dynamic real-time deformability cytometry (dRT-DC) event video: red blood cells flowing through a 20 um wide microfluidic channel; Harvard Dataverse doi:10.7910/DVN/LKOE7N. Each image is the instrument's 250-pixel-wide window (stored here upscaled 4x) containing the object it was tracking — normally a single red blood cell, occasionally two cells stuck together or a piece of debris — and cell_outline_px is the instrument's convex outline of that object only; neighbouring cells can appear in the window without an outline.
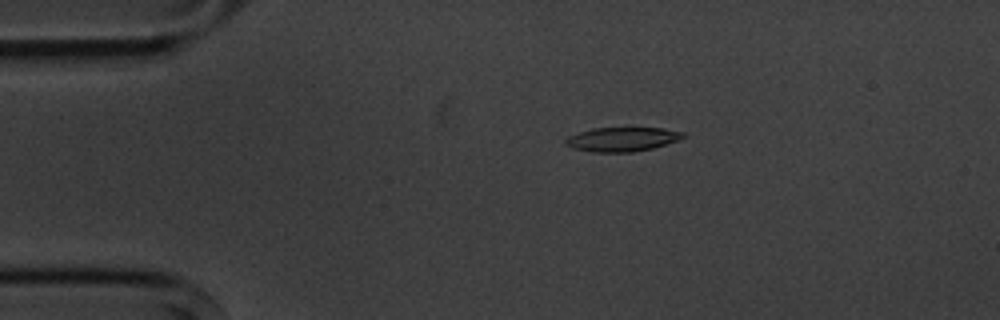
{"species": "common noctule bat (a hibernating species)", "species_latin": "Nyctalus noctula", "temperature_condition": "cold", "stored_images_in_passage": 6, "camera_frame_rate_fps": 3000, "um_per_image_px": 0.085, "animal": {"sex": "male", "body_mass_g": 20.1, "forearm_length_mm": 53.5}, "frame": {"image": 1, "passage_image": 3, "time_ms": 2.333, "image_size_px": [1000, 320], "cell_outline_px": [[688, 136], [652, 148], [632, 152], [592, 152], [572, 148], [564, 144], [564, 140], [568, 136], [592, 128], [664, 128], [684, 132]], "centroid_in_image_um": [52.86, 11.83], "position_along_channel_um": 32.1, "area_um2": 16.53}}
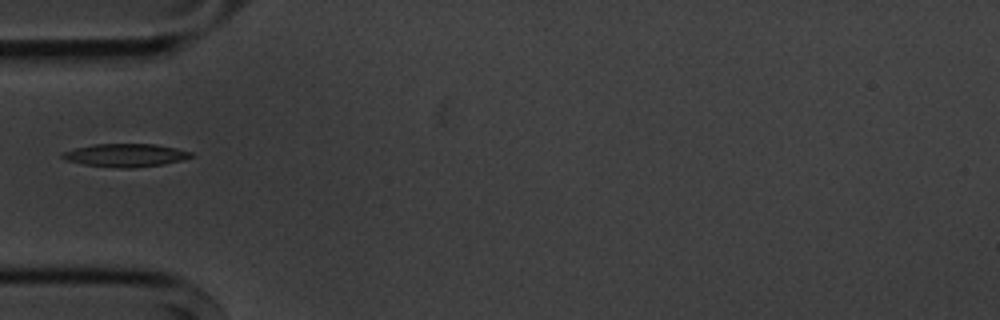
{"frame": {"image": 2, "passage_image": 5, "time_ms": 4.667, "image_size_px": [1000, 320], "cell_outline_px": [[196, 156], [184, 160], [164, 164], [136, 168], [116, 168], [84, 164], [64, 160], [60, 156], [60, 152], [92, 144], [156, 144], [176, 148], [192, 152]], "centroid_in_image_um": [10.68, 13.2], "position_along_channel_um": 74.3, "area_um2": 17.63}}
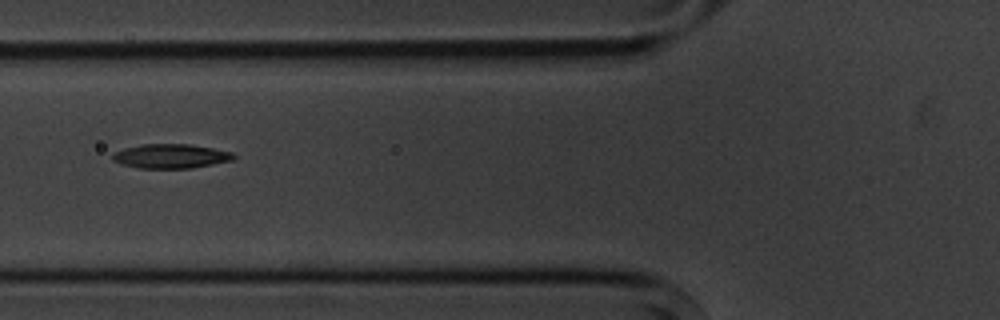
{"frame": {"image": 3, "passage_image": 6, "time_ms": 5.667, "image_size_px": [1000, 320], "cell_outline_px": [[236, 160], [192, 168], [136, 168], [120, 164], [112, 160], [112, 156], [116, 152], [124, 148], [144, 144], [188, 144], [212, 148], [232, 152], [236, 156]], "centroid_in_image_um": [14.54, 13.28], "position_along_channel_um": 111.3, "area_um2": 17.22}}